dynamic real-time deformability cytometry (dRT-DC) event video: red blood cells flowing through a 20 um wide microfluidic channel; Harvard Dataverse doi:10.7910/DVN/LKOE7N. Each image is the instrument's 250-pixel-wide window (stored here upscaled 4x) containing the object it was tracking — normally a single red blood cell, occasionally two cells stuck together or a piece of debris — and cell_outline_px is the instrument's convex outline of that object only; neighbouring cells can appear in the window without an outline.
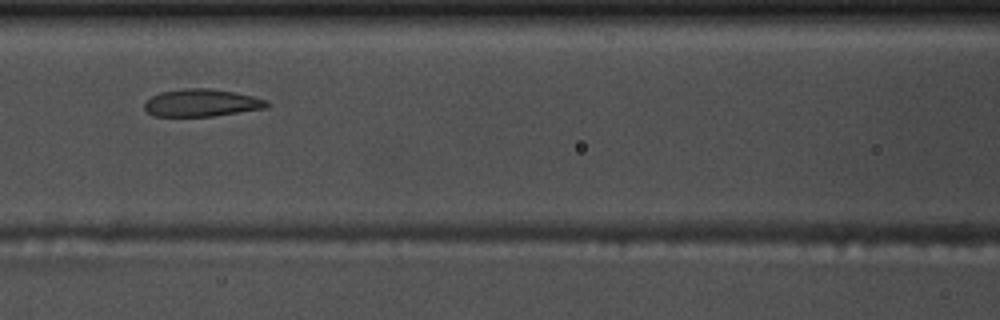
{"species": "common noctule bat (a hibernating species)", "species_latin": "Nyctalus noctula", "temperature_condition": "warm", "stored_images_in_passage": 35, "camera_frame_rate_fps": 3000, "um_per_image_px": 0.085, "animal": {"sex": "male", "body_mass_g": 17.5, "forearm_length_mm": 52.3}, "frame": {"image": 1, "passage_image": 9, "time_ms": 2.667, "image_size_px": [1000, 320], "cell_outline_px": [[272, 104], [268, 108], [212, 116], [152, 116], [144, 108], [144, 104], [152, 96], [160, 92], [180, 88], [208, 88], [236, 92], [268, 100]], "centroid_in_image_um": [17.17, 8.73], "position_along_channel_um": 149.4, "area_um2": 19.77}}
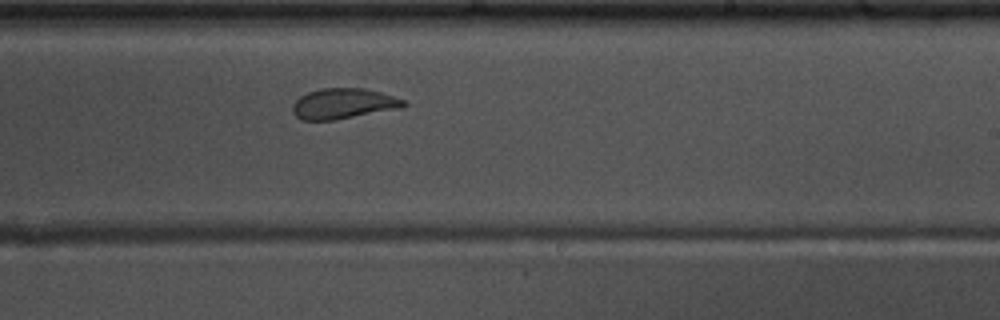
{"frame": {"image": 2, "passage_image": 18, "time_ms": 5.667, "image_size_px": [1000, 320], "cell_outline_px": [[408, 104], [404, 108], [336, 120], [300, 120], [292, 112], [292, 104], [300, 96], [308, 92], [320, 88], [364, 88], [380, 92], [404, 100]], "centroid_in_image_um": [29.19, 8.82], "position_along_channel_um": 259.8, "area_um2": 20.0}}
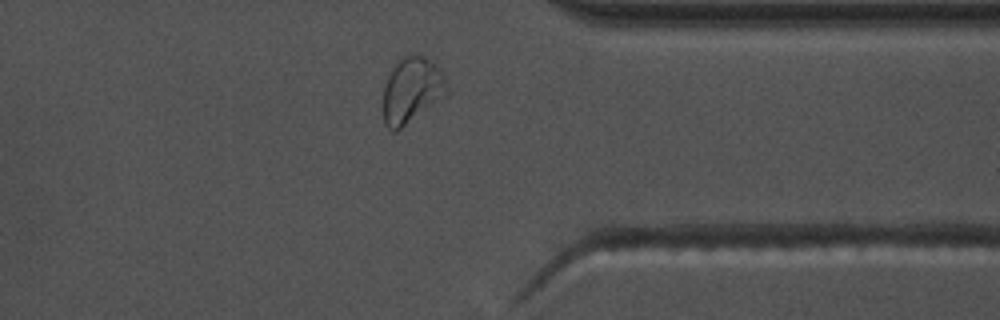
{"frame": {"image": 3, "passage_image": 28, "time_ms": 9.0, "image_size_px": [1000, 320], "cell_outline_px": [[448, 96], [396, 132], [392, 132], [384, 124], [384, 88], [388, 76], [392, 68], [404, 56], [424, 56], [432, 60], [444, 76], [448, 88]], "centroid_in_image_um": [35.03, 7.72], "position_along_channel_um": 376.4, "area_um2": 24.51}, "authors_computed_cell_mechanics": {"area_um2": 20.3456, "velocity_mm_per_s": 3.6916, "shape_relaxation_time_tau1_ms": 7.6591, "shape_relaxation_time_tau2_ms": 0.7872, "deformation_change_tau1": 0.2158, "deformation_change_tau2": 0.0722}}